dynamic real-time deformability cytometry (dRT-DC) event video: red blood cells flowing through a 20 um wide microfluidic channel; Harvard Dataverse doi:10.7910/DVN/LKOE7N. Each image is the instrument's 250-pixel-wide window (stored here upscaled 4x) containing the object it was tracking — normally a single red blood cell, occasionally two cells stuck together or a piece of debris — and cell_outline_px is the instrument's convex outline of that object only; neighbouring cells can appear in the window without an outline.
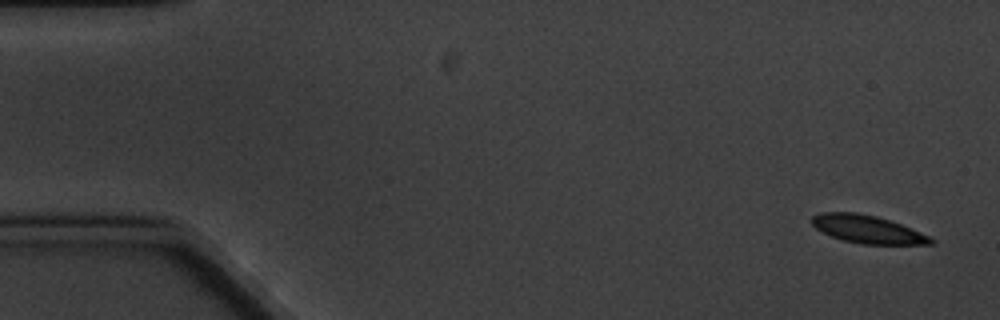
{"species": "common noctule bat (a hibernating species)", "species_latin": "Nyctalus noctula", "temperature_condition": "cold", "stored_images_in_passage": 8, "camera_frame_rate_fps": 3000, "um_per_image_px": 0.085, "animal": {"sex": "male", "body_mass_g": 20.1, "forearm_length_mm": 53.5}, "frame": {"image": 1, "passage_image": 1, "time_ms": 0.0, "image_size_px": [1000, 320], "cell_outline_px": [[936, 240], [932, 244], [860, 244], [844, 240], [832, 236], [816, 228], [812, 224], [812, 216], [820, 212], [856, 212], [876, 216], [900, 224], [920, 232]], "centroid_in_image_um": [73.72, 19.48], "position_along_channel_um": 11.3, "area_um2": 19.07}}
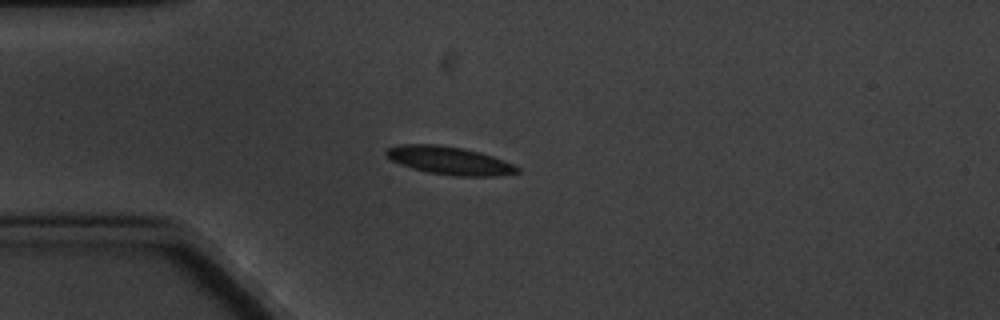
{"frame": {"image": 2, "passage_image": 4, "time_ms": 4.333, "image_size_px": [1000, 320], "cell_outline_px": [[520, 172], [496, 176], [452, 176], [428, 172], [412, 168], [400, 164], [392, 160], [384, 152], [388, 148], [400, 144], [436, 144], [460, 148], [480, 152], [504, 160], [520, 168]], "centroid_in_image_um": [38.21, 13.65], "position_along_channel_um": 46.8, "area_um2": 21.27}}